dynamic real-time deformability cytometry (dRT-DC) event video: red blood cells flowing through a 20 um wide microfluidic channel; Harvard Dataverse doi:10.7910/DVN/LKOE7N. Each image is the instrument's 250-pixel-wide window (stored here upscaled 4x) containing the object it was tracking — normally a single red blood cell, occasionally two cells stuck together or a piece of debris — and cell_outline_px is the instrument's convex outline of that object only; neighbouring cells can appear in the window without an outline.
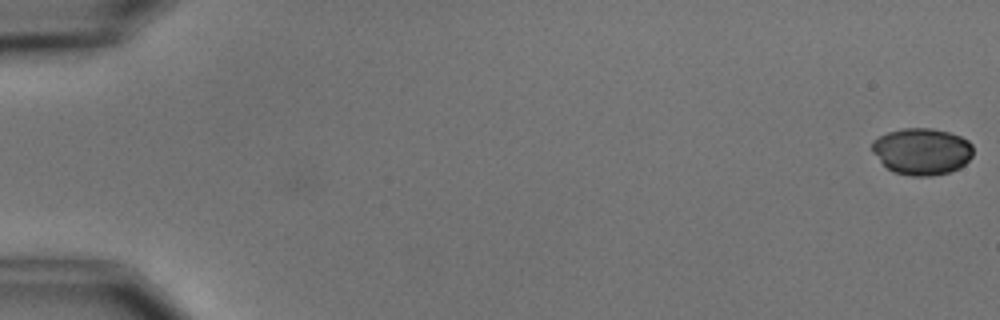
{"species": "common noctule bat (a hibernating species)", "species_latin": "Nyctalus noctula", "temperature_condition": "cold", "stored_images_in_passage": 5, "camera_frame_rate_fps": 3000, "um_per_image_px": 0.085, "animal": {"sex": "male", "body_mass_g": 15.6}, "frame": {"image": 1, "passage_image": 1, "time_ms": 0.0, "image_size_px": [1000, 320], "cell_outline_px": [[972, 156], [960, 168], [948, 172], [932, 176], [912, 176], [892, 172], [872, 152], [872, 140], [888, 132], [904, 128], [932, 128], [948, 132], [960, 136], [968, 140], [972, 144]], "centroid_in_image_um": [78.36, 12.87], "position_along_channel_um": 6.6, "area_um2": 27.51}}
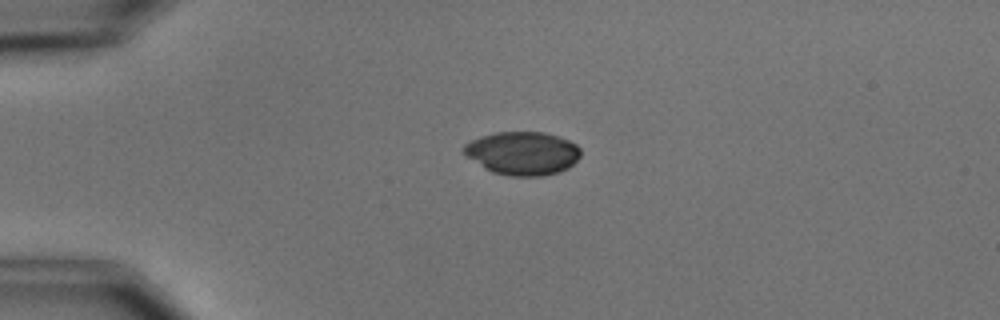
{"frame": {"image": 2, "passage_image": 5, "time_ms": 4.333, "image_size_px": [1000, 320], "cell_outline_px": [[580, 156], [568, 168], [560, 172], [540, 176], [508, 176], [492, 172], [484, 168], [468, 156], [464, 152], [464, 144], [480, 136], [496, 132], [544, 132], [568, 140], [576, 144], [580, 148]], "centroid_in_image_um": [44.43, 13.03], "position_along_channel_um": 40.6, "area_um2": 29.36}}